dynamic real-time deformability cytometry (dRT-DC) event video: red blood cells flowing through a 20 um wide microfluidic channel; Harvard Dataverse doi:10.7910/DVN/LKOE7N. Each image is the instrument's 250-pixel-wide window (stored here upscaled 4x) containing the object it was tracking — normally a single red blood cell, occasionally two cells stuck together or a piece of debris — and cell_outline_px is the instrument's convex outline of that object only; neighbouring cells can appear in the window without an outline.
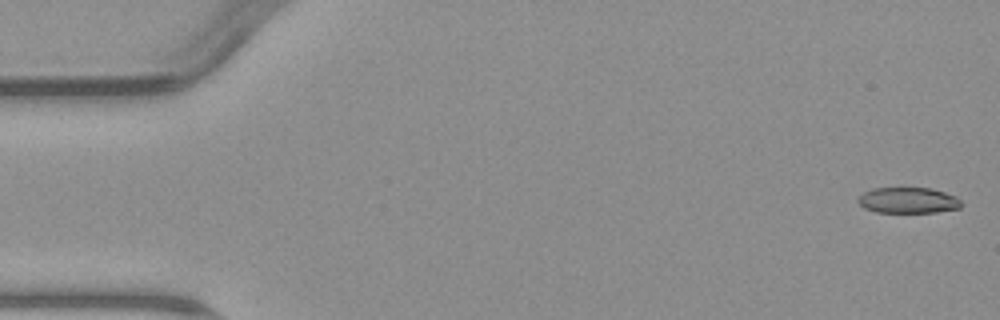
{"species": "common noctule bat (a hibernating species)", "species_latin": "Nyctalus noctula", "temperature_condition": "warm", "stored_images_in_passage": 5, "camera_frame_rate_fps": 3000, "um_per_image_px": 0.085, "animal": {"sex": "male", "body_mass_g": 23.1, "forearm_length_mm": 52.7}, "frame": {"image": 1, "passage_image": 1, "time_ms": 0.0, "image_size_px": [1000, 320], "cell_outline_px": [[964, 204], [960, 208], [936, 212], [876, 212], [864, 208], [856, 200], [864, 192], [872, 188], [932, 188], [956, 196]], "centroid_in_image_um": [77.21, 17.03], "position_along_channel_um": 7.8, "area_um2": 15.61}}
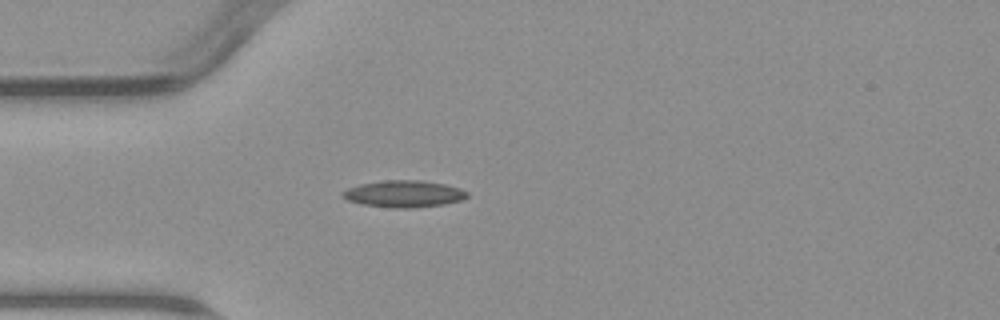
{"frame": {"image": 2, "passage_image": 5, "time_ms": 4.667, "image_size_px": [1000, 320], "cell_outline_px": [[468, 196], [460, 200], [444, 204], [412, 208], [392, 208], [364, 204], [348, 200], [340, 196], [340, 192], [348, 188], [360, 184], [384, 180], [420, 180], [444, 184], [460, 188], [468, 192]], "centroid_in_image_um": [34.31, 16.47], "position_along_channel_um": 50.7, "area_um2": 19.42}}